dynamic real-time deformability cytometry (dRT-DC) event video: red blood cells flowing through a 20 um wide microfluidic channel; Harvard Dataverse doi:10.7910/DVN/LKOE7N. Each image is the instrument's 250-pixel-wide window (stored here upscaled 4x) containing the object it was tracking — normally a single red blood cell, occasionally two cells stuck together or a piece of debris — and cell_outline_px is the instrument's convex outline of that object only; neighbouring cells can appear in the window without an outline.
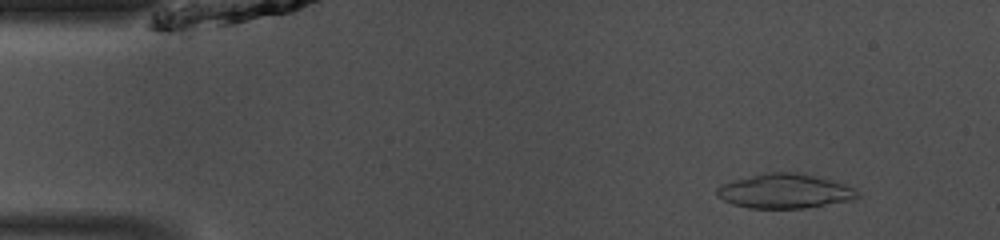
{"species": "common noctule bat (a hibernating species)", "species_latin": "Nyctalus noctula", "temperature_condition": "room temperature", "stored_images_in_passage": 47, "camera_frame_rate_fps": 3000, "um_per_image_px": 0.085, "animal": {"sex": "male", "body_mass_g": 13.0, "forearm_length_mm": 53.1}, "frame": {"image": 1, "passage_image": 5, "time_ms": 1.333, "image_size_px": [1000, 240], "cell_outline_px": [[860, 196], [852, 200], [804, 208], [748, 208], [732, 204], [716, 196], [716, 188], [720, 184], [732, 180], [768, 172], [804, 172], [832, 180], [856, 188], [860, 192]], "centroid_in_image_um": [66.71, 16.23], "position_along_channel_um": 18.3, "area_um2": 28.61}}
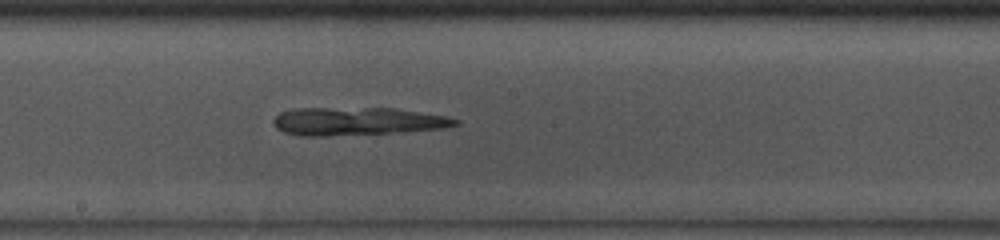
{"frame": {"image": 2, "passage_image": 25, "time_ms": 8.0, "image_size_px": [1000, 240], "cell_outline_px": [[460, 124], [444, 128], [388, 132], [324, 136], [304, 136], [284, 132], [276, 128], [272, 120], [280, 112], [292, 108], [396, 108], [444, 116], [460, 120]], "centroid_in_image_um": [30.31, 10.3], "position_along_channel_um": 217.9, "area_um2": 29.36}}
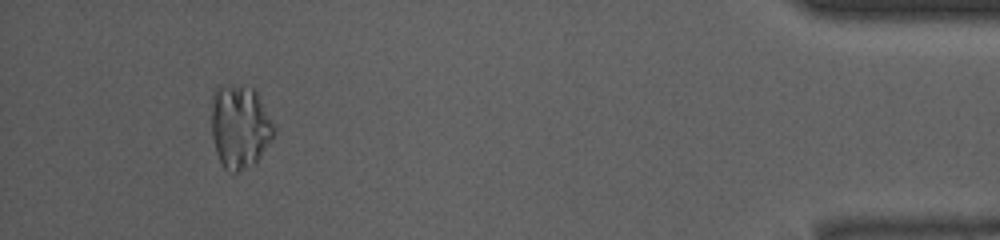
{"frame": {"image": 3, "passage_image": 44, "time_ms": 14.333, "image_size_px": [1000, 240], "cell_outline_px": [[276, 136], [256, 164], [240, 172], [232, 172], [224, 168], [216, 152], [212, 136], [212, 92], [216, 88], [240, 84], [256, 88], [276, 128]], "centroid_in_image_um": [20.44, 10.77], "position_along_channel_um": 414.8, "area_um2": 31.21}, "authors_computed_cell_mechanics": {"area_um2": 29.3046, "velocity_mm_per_s": 4.1347, "shape_relaxation_time_tau1_ms": null, "shape_relaxation_time_tau2_ms": 8.9759, "deformation_change_tau1": null, "deformation_change_tau2": 0.0801}}